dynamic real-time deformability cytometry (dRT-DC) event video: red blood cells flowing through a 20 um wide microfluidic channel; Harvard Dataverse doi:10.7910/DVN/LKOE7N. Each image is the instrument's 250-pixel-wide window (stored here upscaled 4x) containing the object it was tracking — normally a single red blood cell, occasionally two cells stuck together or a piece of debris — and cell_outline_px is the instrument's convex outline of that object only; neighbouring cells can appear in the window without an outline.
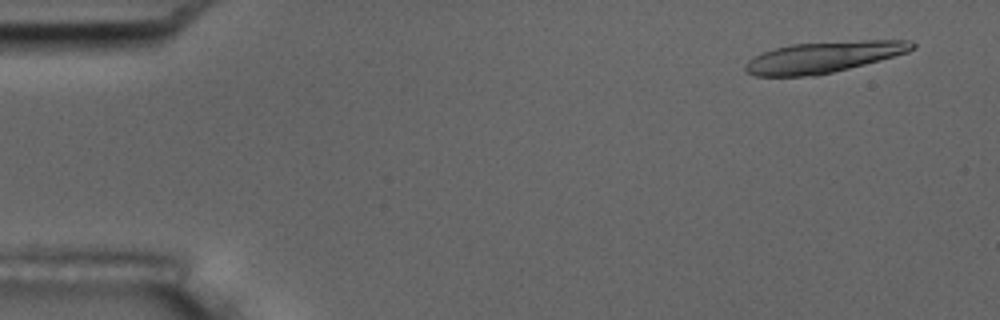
{"species": "common noctule bat (a hibernating species)", "species_latin": "Nyctalus noctula", "temperature_condition": "room temperature", "stored_images_in_passage": 6, "segment_of_instrument_passage": [1, 2], "camera_frame_rate_fps": 3000, "um_per_image_px": 0.085, "animal": {"sex": "male", "body_mass_g": 17.5, "forearm_length_mm": 52.3}, "frame": {"image": 1, "passage_image": 2, "time_ms": 1.0, "image_size_px": [1000, 320], "cell_outline_px": [[916, 48], [908, 52], [880, 60], [816, 76], [756, 76], [744, 72], [744, 64], [752, 56], [776, 48], [792, 44], [864, 40], [912, 40], [916, 44]], "centroid_in_image_um": [69.99, 4.85], "position_along_channel_um": 15.0, "area_um2": 30.29}}